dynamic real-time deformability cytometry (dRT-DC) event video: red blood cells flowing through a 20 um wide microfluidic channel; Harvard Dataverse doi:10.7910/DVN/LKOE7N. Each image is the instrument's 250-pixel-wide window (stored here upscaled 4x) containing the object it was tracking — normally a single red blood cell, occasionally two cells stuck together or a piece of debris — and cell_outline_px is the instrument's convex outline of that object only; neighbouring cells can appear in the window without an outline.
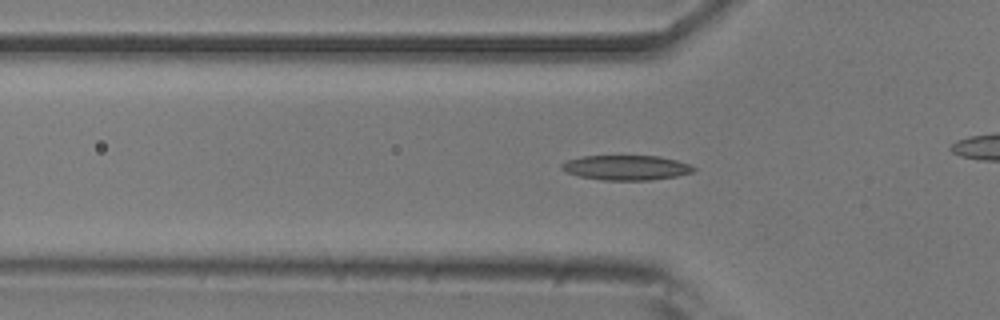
{"species": "common noctule bat (a hibernating species)", "species_latin": "Nyctalus noctula", "temperature_condition": "room temperature", "stored_images_in_passage": 34, "camera_frame_rate_fps": 3000, "um_per_image_px": 0.085, "animal": {"sex": "male", "body_mass_g": 20.5, "forearm_length_mm": 52.5}, "frame": {"image": 1, "passage_image": 8, "time_ms": 2.333, "image_size_px": [1000, 320], "cell_outline_px": [[696, 168], [692, 172], [676, 176], [652, 180], [604, 180], [580, 176], [564, 172], [560, 168], [560, 164], [568, 160], [580, 156], [660, 156], [676, 160], [688, 164]], "centroid_in_image_um": [53.19, 14.25], "position_along_channel_um": 72.6, "area_um2": 19.07}}
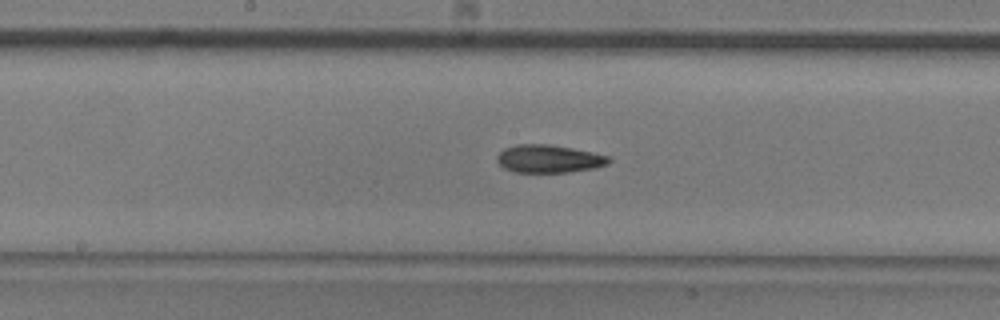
{"frame": {"image": 2, "passage_image": 18, "time_ms": 5.667, "image_size_px": [1000, 320], "cell_outline_px": [[612, 160], [608, 164], [596, 168], [568, 172], [516, 172], [504, 168], [496, 160], [496, 156], [504, 148], [516, 144], [548, 144], [572, 148], [592, 152], [608, 156]], "centroid_in_image_um": [46.65, 13.49], "position_along_channel_um": 201.5, "area_um2": 18.21}}
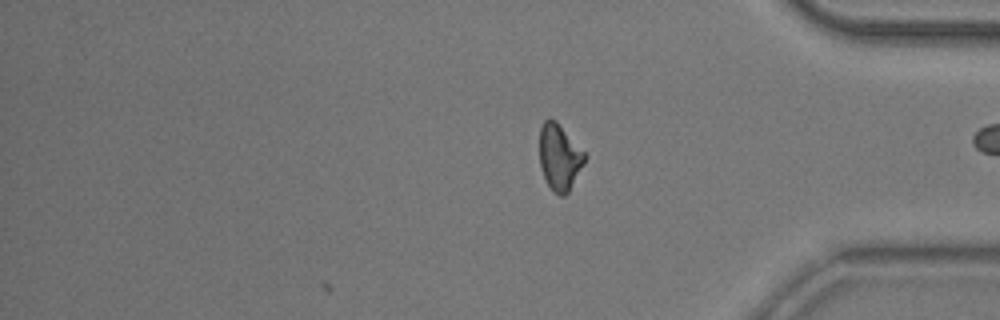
{"frame": {"image": 3, "passage_image": 34, "time_ms": 11.0, "image_size_px": [1000, 320], "cell_outline_px": [[588, 156], [584, 164], [568, 192], [564, 196], [560, 196], [552, 192], [540, 168], [540, 128], [544, 120], [548, 116], [556, 120]], "centroid_in_image_um": [47.55, 13.34], "position_along_channel_um": 387.6, "area_um2": 17.57}, "authors_computed_cell_mechanics": {"area_um2": 17.918, "velocity_mm_per_s": 3.819, "shape_relaxation_time_tau1_ms": 7.9101, "shape_relaxation_time_tau2_ms": 5.3981, "deformation_change_tau1": 0.1937, "deformation_change_tau2": 0.1411}}